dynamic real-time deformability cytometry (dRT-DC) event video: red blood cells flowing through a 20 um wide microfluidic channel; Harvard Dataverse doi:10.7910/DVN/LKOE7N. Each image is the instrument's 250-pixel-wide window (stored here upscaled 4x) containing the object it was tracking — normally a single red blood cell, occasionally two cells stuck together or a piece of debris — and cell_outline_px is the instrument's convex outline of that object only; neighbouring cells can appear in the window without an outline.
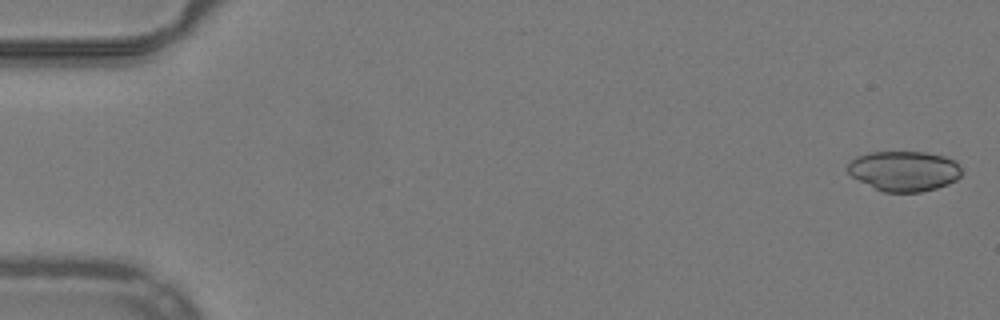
{"species": "common noctule bat (a hibernating species)", "species_latin": "Nyctalus noctula", "temperature_condition": "warm", "stored_images_in_passage": 53, "camera_frame_rate_fps": 3000, "um_per_image_px": 0.085, "animal": {"sex": "male", "body_mass_g": 19.2, "forearm_length_mm": 51.8}, "frame": {"image": 1, "passage_image": 2, "time_ms": 0.333, "image_size_px": [1000, 320], "cell_outline_px": [[964, 172], [956, 180], [948, 184], [936, 188], [920, 192], [884, 192], [852, 176], [848, 172], [848, 164], [856, 156], [868, 152], [924, 152], [944, 156], [956, 160]], "centroid_in_image_um": [76.9, 14.52], "position_along_channel_um": 8.1, "area_um2": 26.65}}
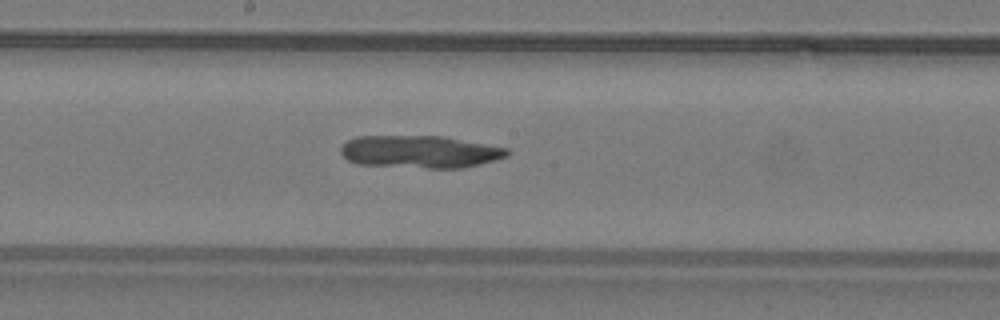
{"frame": {"image": 2, "passage_image": 29, "time_ms": 9.333, "image_size_px": [1000, 320], "cell_outline_px": [[512, 152], [508, 156], [496, 160], [464, 168], [428, 168], [356, 164], [348, 160], [340, 152], [340, 148], [348, 140], [356, 136], [440, 136], [508, 148]], "centroid_in_image_um": [35.71, 12.9], "position_along_channel_um": 212.5, "area_um2": 31.56}}
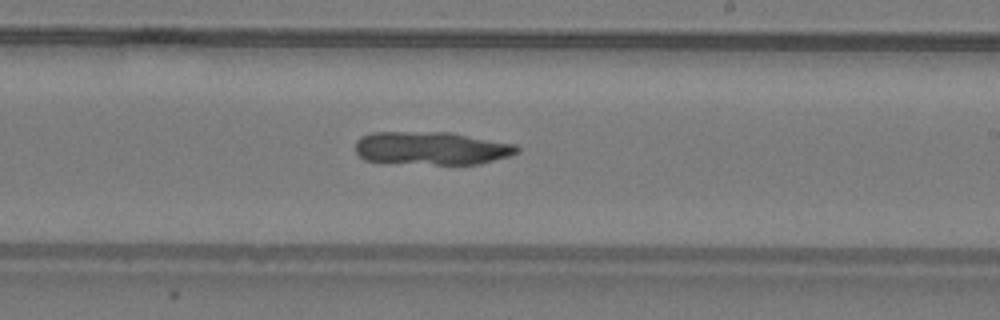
{"frame": {"image": 3, "passage_image": 32, "time_ms": 10.333, "image_size_px": [1000, 320], "cell_outline_px": [[520, 152], [508, 156], [480, 164], [436, 164], [364, 160], [356, 152], [356, 140], [360, 136], [372, 132], [452, 132], [516, 144], [520, 148]], "centroid_in_image_um": [36.71, 12.58], "position_along_channel_um": 252.3, "area_um2": 31.21}}